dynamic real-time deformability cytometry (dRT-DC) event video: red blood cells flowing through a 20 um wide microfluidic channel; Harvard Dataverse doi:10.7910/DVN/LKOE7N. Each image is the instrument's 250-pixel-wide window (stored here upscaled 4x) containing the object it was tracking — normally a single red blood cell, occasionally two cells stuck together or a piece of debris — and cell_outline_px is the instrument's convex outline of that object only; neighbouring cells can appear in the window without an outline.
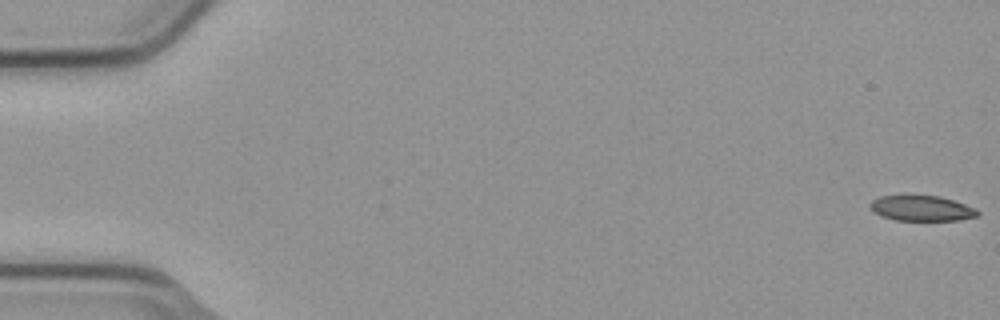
{"species": "common noctule bat (a hibernating species)", "species_latin": "Nyctalus noctula", "temperature_condition": "cold", "stored_images_in_passage": 55, "camera_frame_rate_fps": 3000, "um_per_image_px": 0.085, "animal": {"sex": "male", "body_mass_g": 23.1, "forearm_length_mm": 52.7}, "frame": {"image": 1, "passage_image": 1, "time_ms": 0.0, "image_size_px": [1000, 320], "cell_outline_px": [[980, 212], [976, 216], [960, 220], [896, 220], [880, 216], [872, 212], [868, 204], [872, 200], [880, 196], [940, 196], [976, 208]], "centroid_in_image_um": [78.3, 17.71], "position_along_channel_um": 6.7, "area_um2": 15.84}}
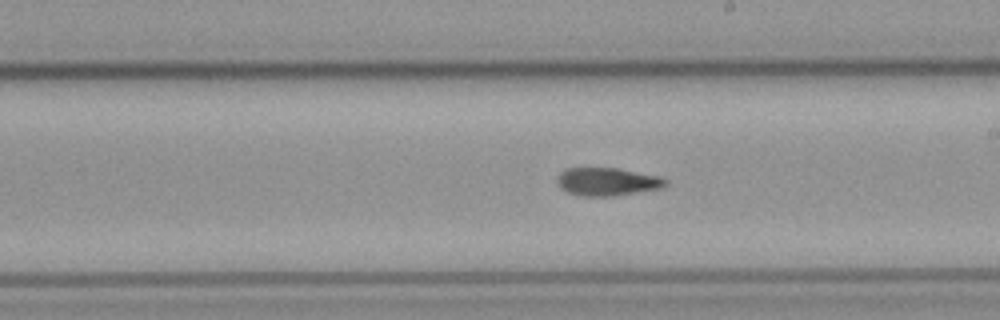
{"frame": {"image": 2, "passage_image": 32, "time_ms": 10.333, "image_size_px": [1000, 320], "cell_outline_px": [[668, 184], [660, 188], [612, 196], [580, 196], [568, 192], [556, 180], [556, 176], [564, 168], [616, 168], [660, 176], [668, 180]], "centroid_in_image_um": [51.62, 15.43], "position_along_channel_um": 237.4, "area_um2": 17.57}}
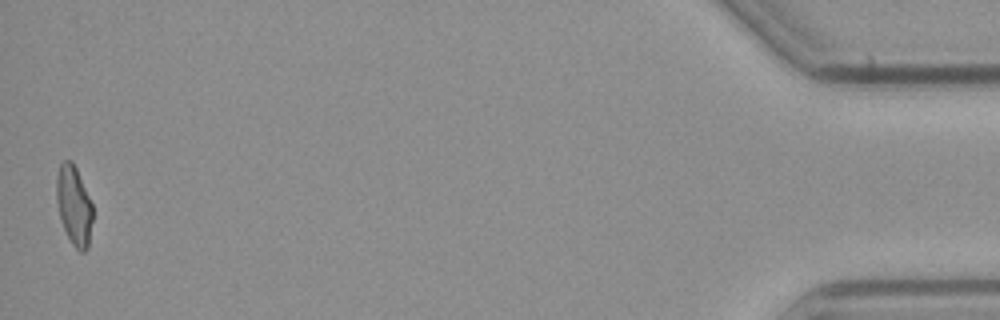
{"frame": {"image": 3, "passage_image": 55, "time_ms": 18.0, "image_size_px": [1000, 320], "cell_outline_px": [[92, 220], [88, 248], [84, 252], [80, 252], [72, 244], [64, 228], [60, 216], [56, 200], [56, 176], [60, 164], [64, 160], [72, 160], [76, 168], [92, 204]], "centroid_in_image_um": [6.28, 17.46], "position_along_channel_um": 428.9, "area_um2": 16.59}, "authors_computed_cell_mechanics": {"area_um2": 17.4556, "velocity_mm_per_s": 3.7685, "shape_relaxation_time_tau1_ms": null, "shape_relaxation_time_tau2_ms": 2.7423, "deformation_change_tau1": null, "deformation_change_tau2": 0.0905}}